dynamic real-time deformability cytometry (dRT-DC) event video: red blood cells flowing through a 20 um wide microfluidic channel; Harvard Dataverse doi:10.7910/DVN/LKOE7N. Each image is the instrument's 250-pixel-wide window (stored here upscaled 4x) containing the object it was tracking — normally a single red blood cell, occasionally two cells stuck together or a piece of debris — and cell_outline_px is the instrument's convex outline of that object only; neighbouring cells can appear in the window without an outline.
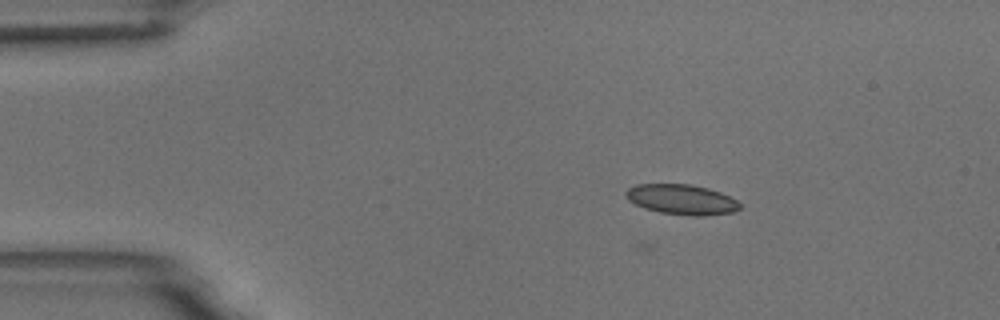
{"species": "common noctule bat (a hibernating species)", "species_latin": "Nyctalus noctula", "temperature_condition": "room temperature", "stored_images_in_passage": 37, "camera_frame_rate_fps": 3000, "um_per_image_px": 0.085, "animal": {"sex": "male", "body_mass_g": 18.8}, "frame": {"image": 1, "passage_image": 1, "time_ms": 0.0, "image_size_px": [1000, 320], "cell_outline_px": [[740, 208], [732, 212], [704, 216], [692, 216], [660, 212], [644, 208], [628, 200], [624, 196], [624, 192], [628, 188], [636, 184], [692, 184], [708, 188], [720, 192], [736, 200], [740, 204]], "centroid_in_image_um": [57.91, 16.95], "position_along_channel_um": 27.1, "area_um2": 20.06}}
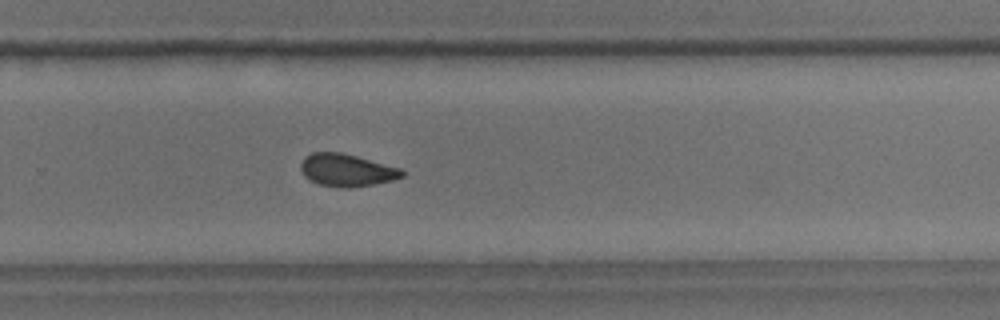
{"frame": {"image": 2, "passage_image": 28, "time_ms": 9.0, "image_size_px": [1000, 320], "cell_outline_px": [[404, 176], [392, 180], [372, 184], [348, 188], [340, 188], [320, 184], [304, 176], [300, 168], [300, 164], [304, 156], [312, 152], [340, 152], [356, 156], [400, 168], [404, 172]], "centroid_in_image_um": [29.44, 14.45], "position_along_channel_um": 300.4, "area_um2": 19.02}}
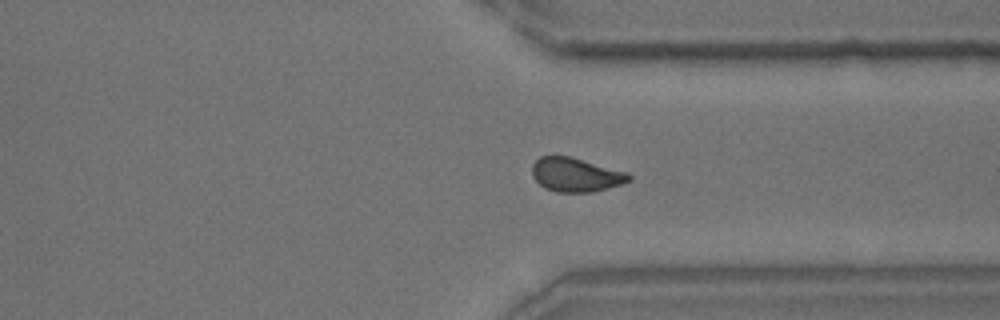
{"frame": {"image": 3, "passage_image": 33, "time_ms": 10.667, "image_size_px": [1000, 320], "cell_outline_px": [[632, 180], [620, 184], [592, 192], [556, 192], [544, 188], [532, 176], [532, 164], [540, 156], [568, 156], [628, 172], [632, 176]], "centroid_in_image_um": [48.93, 14.86], "position_along_channel_um": 362.5, "area_um2": 19.07}}